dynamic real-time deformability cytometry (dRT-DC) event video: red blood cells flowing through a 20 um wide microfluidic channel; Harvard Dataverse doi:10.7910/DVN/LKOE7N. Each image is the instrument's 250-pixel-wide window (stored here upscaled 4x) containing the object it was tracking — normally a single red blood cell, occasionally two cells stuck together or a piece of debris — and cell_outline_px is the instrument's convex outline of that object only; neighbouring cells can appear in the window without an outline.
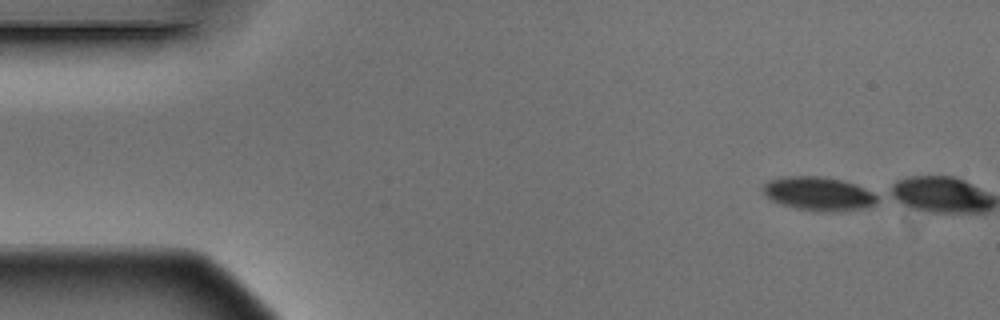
{"species": "Egyptian fruit bat (a non-hibernating species)", "species_latin": "Rousettus aegyptiacus", "temperature_condition": "warm", "stored_images_in_passage": 2, "camera_frame_rate_fps": 3000, "um_per_image_px": 0.085, "animal": {"sex": "male"}, "frame": {"image": 1, "passage_image": 1, "time_ms": 0.0, "image_size_px": [1000, 320], "cell_outline_px": [[876, 200], [872, 204], [856, 208], [832, 212], [796, 208], [780, 204], [772, 200], [760, 188], [768, 180], [784, 176], [820, 176], [840, 180], [856, 184], [864, 188], [876, 196]], "centroid_in_image_um": [69.48, 16.44], "position_along_channel_um": 15.5, "area_um2": 21.85}}